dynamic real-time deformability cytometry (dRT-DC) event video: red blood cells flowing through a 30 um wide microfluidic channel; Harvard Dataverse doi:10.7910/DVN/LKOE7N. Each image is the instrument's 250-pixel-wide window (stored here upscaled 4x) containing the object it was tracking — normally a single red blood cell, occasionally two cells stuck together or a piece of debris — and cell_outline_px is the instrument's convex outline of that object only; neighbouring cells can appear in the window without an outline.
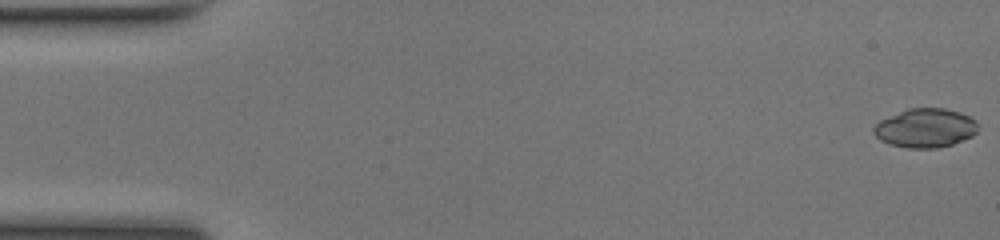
{"species": "common noctule bat (a hibernating species)", "species_latin": "Nyctalus noctula", "temperature_condition": "room temperature", "stored_images_in_passage": 44, "camera_frame_rate_fps": 3000, "um_per_image_px": 0.085, "animal": {"sex": "female", "body_mass_g": 17.0, "forearm_length_mm": 48.0}, "frame": {"image": 1, "passage_image": 1, "time_ms": 0.0, "image_size_px": [1000, 240], "cell_outline_px": [[976, 132], [972, 136], [964, 140], [952, 144], [936, 148], [908, 148], [888, 144], [880, 140], [872, 132], [872, 128], [880, 120], [908, 108], [944, 108], [960, 112], [976, 120]], "centroid_in_image_um": [78.63, 10.88], "position_along_channel_um": 6.4, "area_um2": 23.7}}
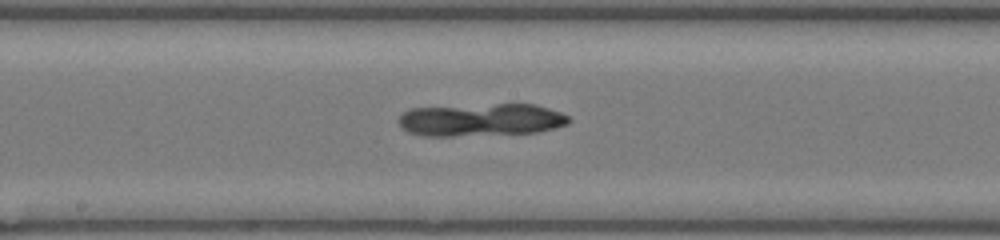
{"frame": {"image": 2, "passage_image": 26, "time_ms": 8.333, "image_size_px": [1000, 240], "cell_outline_px": [[572, 120], [568, 124], [556, 128], [536, 132], [452, 136], [420, 136], [408, 132], [400, 128], [396, 120], [408, 108], [496, 104], [536, 104], [560, 112], [568, 116]], "centroid_in_image_um": [40.85, 10.19], "position_along_channel_um": 207.4, "area_um2": 32.66}}
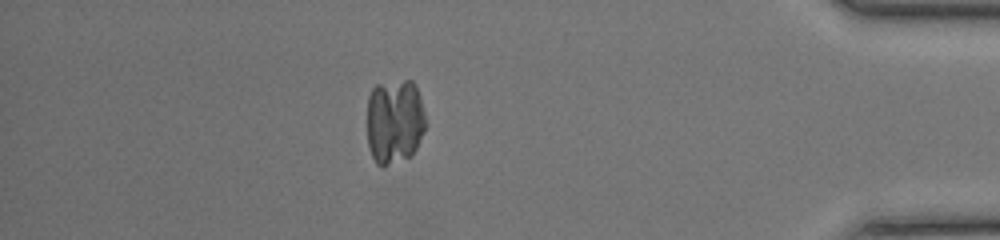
{"frame": {"image": 3, "passage_image": 43, "time_ms": 14.0, "image_size_px": [1000, 240], "cell_outline_px": [[424, 128], [416, 148], [412, 156], [384, 168], [376, 164], [372, 156], [368, 144], [368, 96], [372, 88], [376, 84], [404, 80], [412, 80], [416, 84], [420, 96], [424, 112]], "centroid_in_image_um": [33.53, 10.33], "position_along_channel_um": 401.7, "area_um2": 29.36}}